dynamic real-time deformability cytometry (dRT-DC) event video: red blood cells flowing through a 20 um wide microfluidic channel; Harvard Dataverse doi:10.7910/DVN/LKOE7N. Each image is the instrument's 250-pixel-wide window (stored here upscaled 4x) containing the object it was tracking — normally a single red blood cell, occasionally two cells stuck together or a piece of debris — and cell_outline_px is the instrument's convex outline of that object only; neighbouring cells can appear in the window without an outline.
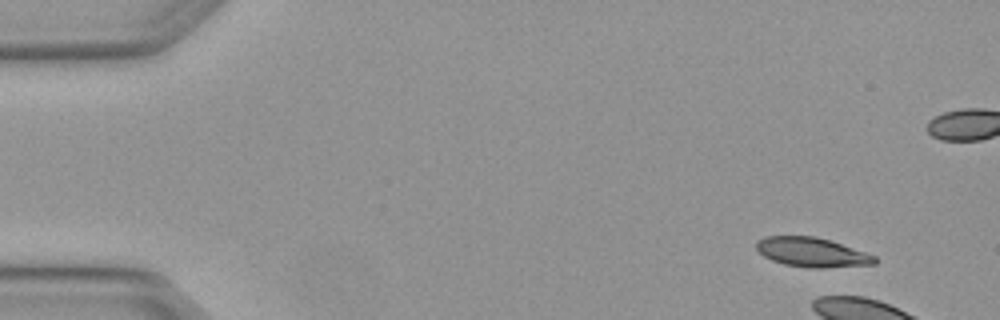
{"species": "Egyptian fruit bat (a non-hibernating species)", "species_latin": "Rousettus aegyptiacus", "temperature_condition": "warm", "stored_images_in_passage": 8, "camera_frame_rate_fps": 3000, "um_per_image_px": 0.085, "animal": {"sex": "female"}, "frame": {"image": 1, "passage_image": 1, "time_ms": 0.0, "image_size_px": [1000, 320], "cell_outline_px": [[876, 264], [824, 268], [808, 268], [784, 264], [772, 260], [764, 256], [756, 248], [756, 240], [764, 236], [816, 236], [876, 256]], "centroid_in_image_um": [68.98, 21.44], "position_along_channel_um": 16.0, "area_um2": 20.17}}